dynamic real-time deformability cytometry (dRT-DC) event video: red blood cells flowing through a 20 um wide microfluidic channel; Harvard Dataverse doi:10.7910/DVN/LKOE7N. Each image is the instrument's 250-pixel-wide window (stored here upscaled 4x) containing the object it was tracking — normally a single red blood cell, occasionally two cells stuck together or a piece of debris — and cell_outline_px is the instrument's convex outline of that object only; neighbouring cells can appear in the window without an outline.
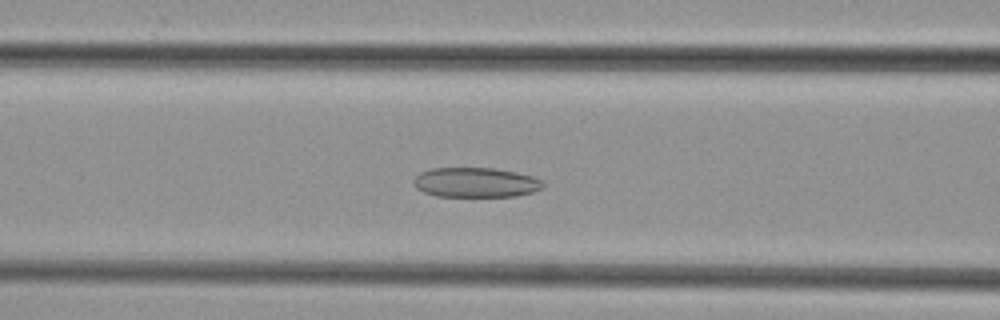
{"species": "common noctule bat (a hibernating species)", "species_latin": "Nyctalus noctula", "temperature_condition": "cold", "stored_images_in_passage": 41, "camera_frame_rate_fps": 3000, "um_per_image_px": 0.085, "animal": {"sex": "female", "body_mass_g": 29.2, "forearm_length_mm": 56.3}, "frame": {"image": 1, "passage_image": 12, "time_ms": 3.667, "image_size_px": [1000, 320], "cell_outline_px": [[544, 188], [532, 192], [516, 196], [436, 196], [424, 192], [416, 188], [412, 180], [420, 172], [432, 168], [492, 168], [516, 172], [532, 176], [540, 180], [544, 184]], "centroid_in_image_um": [40.42, 15.51], "position_along_channel_um": 126.2, "area_um2": 22.43}}
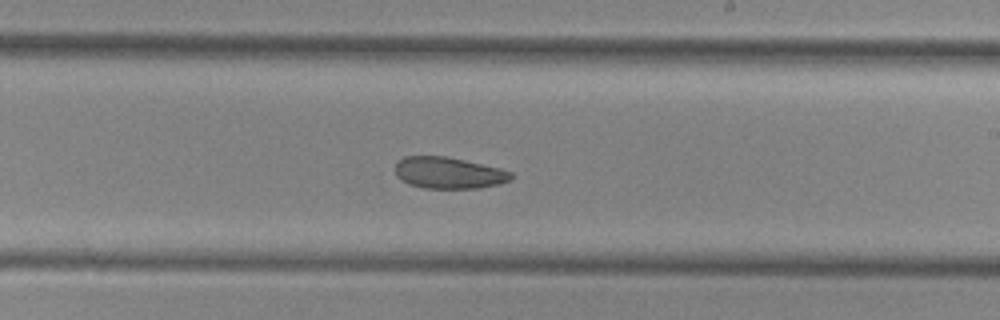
{"frame": {"image": 2, "passage_image": 21, "time_ms": 6.667, "image_size_px": [1000, 320], "cell_outline_px": [[512, 180], [500, 184], [480, 188], [424, 188], [408, 184], [396, 176], [396, 164], [404, 156], [444, 156], [464, 160], [500, 168], [512, 172]], "centroid_in_image_um": [38.16, 14.7], "position_along_channel_um": 250.8, "area_um2": 21.27}}
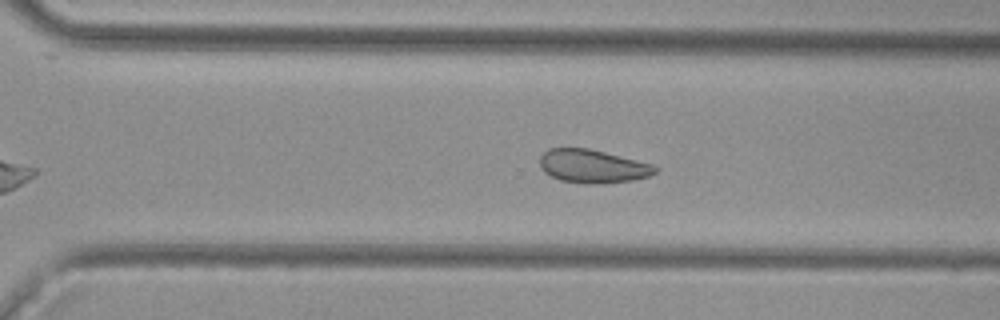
{"frame": {"image": 3, "passage_image": 26, "time_ms": 8.333, "image_size_px": [1000, 320], "cell_outline_px": [[660, 168], [656, 172], [648, 176], [632, 180], [588, 184], [584, 184], [560, 180], [544, 172], [540, 168], [540, 156], [548, 148], [588, 148], [652, 164]], "centroid_in_image_um": [50.35, 14.13], "position_along_channel_um": 320.3, "area_um2": 22.25}}